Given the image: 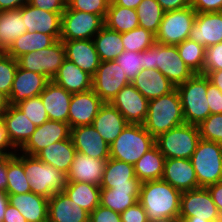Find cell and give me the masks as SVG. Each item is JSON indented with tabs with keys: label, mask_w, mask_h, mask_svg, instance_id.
<instances>
[{
	"label": "cell",
	"mask_w": 222,
	"mask_h": 222,
	"mask_svg": "<svg viewBox=\"0 0 222 222\" xmlns=\"http://www.w3.org/2000/svg\"><path fill=\"white\" fill-rule=\"evenodd\" d=\"M26 32L27 27L19 9L0 11V48L4 52L16 38Z\"/></svg>",
	"instance_id": "obj_36"
},
{
	"label": "cell",
	"mask_w": 222,
	"mask_h": 222,
	"mask_svg": "<svg viewBox=\"0 0 222 222\" xmlns=\"http://www.w3.org/2000/svg\"><path fill=\"white\" fill-rule=\"evenodd\" d=\"M198 188L222 181V144L200 139L190 158Z\"/></svg>",
	"instance_id": "obj_7"
},
{
	"label": "cell",
	"mask_w": 222,
	"mask_h": 222,
	"mask_svg": "<svg viewBox=\"0 0 222 222\" xmlns=\"http://www.w3.org/2000/svg\"><path fill=\"white\" fill-rule=\"evenodd\" d=\"M61 41L65 47L66 59L93 76L101 63L93 39Z\"/></svg>",
	"instance_id": "obj_22"
},
{
	"label": "cell",
	"mask_w": 222,
	"mask_h": 222,
	"mask_svg": "<svg viewBox=\"0 0 222 222\" xmlns=\"http://www.w3.org/2000/svg\"><path fill=\"white\" fill-rule=\"evenodd\" d=\"M71 138L77 152L94 159H109V144L102 138L93 125L71 128Z\"/></svg>",
	"instance_id": "obj_18"
},
{
	"label": "cell",
	"mask_w": 222,
	"mask_h": 222,
	"mask_svg": "<svg viewBox=\"0 0 222 222\" xmlns=\"http://www.w3.org/2000/svg\"><path fill=\"white\" fill-rule=\"evenodd\" d=\"M104 22L108 29L121 34L139 26L136 9L115 5L111 0Z\"/></svg>",
	"instance_id": "obj_38"
},
{
	"label": "cell",
	"mask_w": 222,
	"mask_h": 222,
	"mask_svg": "<svg viewBox=\"0 0 222 222\" xmlns=\"http://www.w3.org/2000/svg\"><path fill=\"white\" fill-rule=\"evenodd\" d=\"M207 100L210 114H222V92L208 79Z\"/></svg>",
	"instance_id": "obj_51"
},
{
	"label": "cell",
	"mask_w": 222,
	"mask_h": 222,
	"mask_svg": "<svg viewBox=\"0 0 222 222\" xmlns=\"http://www.w3.org/2000/svg\"><path fill=\"white\" fill-rule=\"evenodd\" d=\"M109 3L110 0H67L66 8L101 15L105 19Z\"/></svg>",
	"instance_id": "obj_48"
},
{
	"label": "cell",
	"mask_w": 222,
	"mask_h": 222,
	"mask_svg": "<svg viewBox=\"0 0 222 222\" xmlns=\"http://www.w3.org/2000/svg\"><path fill=\"white\" fill-rule=\"evenodd\" d=\"M136 10L139 26L156 35L164 15L157 0H142Z\"/></svg>",
	"instance_id": "obj_41"
},
{
	"label": "cell",
	"mask_w": 222,
	"mask_h": 222,
	"mask_svg": "<svg viewBox=\"0 0 222 222\" xmlns=\"http://www.w3.org/2000/svg\"><path fill=\"white\" fill-rule=\"evenodd\" d=\"M22 12L27 32H39L60 39L63 12H48L30 4L19 9Z\"/></svg>",
	"instance_id": "obj_17"
},
{
	"label": "cell",
	"mask_w": 222,
	"mask_h": 222,
	"mask_svg": "<svg viewBox=\"0 0 222 222\" xmlns=\"http://www.w3.org/2000/svg\"><path fill=\"white\" fill-rule=\"evenodd\" d=\"M197 12L188 6L183 9L164 12L155 42L164 45H178L188 39Z\"/></svg>",
	"instance_id": "obj_9"
},
{
	"label": "cell",
	"mask_w": 222,
	"mask_h": 222,
	"mask_svg": "<svg viewBox=\"0 0 222 222\" xmlns=\"http://www.w3.org/2000/svg\"><path fill=\"white\" fill-rule=\"evenodd\" d=\"M105 26L101 15L66 8L62 13L60 40H86Z\"/></svg>",
	"instance_id": "obj_10"
},
{
	"label": "cell",
	"mask_w": 222,
	"mask_h": 222,
	"mask_svg": "<svg viewBox=\"0 0 222 222\" xmlns=\"http://www.w3.org/2000/svg\"><path fill=\"white\" fill-rule=\"evenodd\" d=\"M7 157L0 162V191L7 188Z\"/></svg>",
	"instance_id": "obj_61"
},
{
	"label": "cell",
	"mask_w": 222,
	"mask_h": 222,
	"mask_svg": "<svg viewBox=\"0 0 222 222\" xmlns=\"http://www.w3.org/2000/svg\"><path fill=\"white\" fill-rule=\"evenodd\" d=\"M181 59L194 74H203L206 48L195 41L186 39L176 45Z\"/></svg>",
	"instance_id": "obj_42"
},
{
	"label": "cell",
	"mask_w": 222,
	"mask_h": 222,
	"mask_svg": "<svg viewBox=\"0 0 222 222\" xmlns=\"http://www.w3.org/2000/svg\"><path fill=\"white\" fill-rule=\"evenodd\" d=\"M206 75L214 86H216L222 92V70L205 72Z\"/></svg>",
	"instance_id": "obj_60"
},
{
	"label": "cell",
	"mask_w": 222,
	"mask_h": 222,
	"mask_svg": "<svg viewBox=\"0 0 222 222\" xmlns=\"http://www.w3.org/2000/svg\"><path fill=\"white\" fill-rule=\"evenodd\" d=\"M120 218L122 222H148L147 214L139 202L123 211Z\"/></svg>",
	"instance_id": "obj_52"
},
{
	"label": "cell",
	"mask_w": 222,
	"mask_h": 222,
	"mask_svg": "<svg viewBox=\"0 0 222 222\" xmlns=\"http://www.w3.org/2000/svg\"><path fill=\"white\" fill-rule=\"evenodd\" d=\"M108 159H94L76 151L67 173V182H84L100 186Z\"/></svg>",
	"instance_id": "obj_23"
},
{
	"label": "cell",
	"mask_w": 222,
	"mask_h": 222,
	"mask_svg": "<svg viewBox=\"0 0 222 222\" xmlns=\"http://www.w3.org/2000/svg\"><path fill=\"white\" fill-rule=\"evenodd\" d=\"M104 102L91 89L72 94L69 107L68 124L71 128L92 125Z\"/></svg>",
	"instance_id": "obj_16"
},
{
	"label": "cell",
	"mask_w": 222,
	"mask_h": 222,
	"mask_svg": "<svg viewBox=\"0 0 222 222\" xmlns=\"http://www.w3.org/2000/svg\"><path fill=\"white\" fill-rule=\"evenodd\" d=\"M28 4V0H0V11L17 10Z\"/></svg>",
	"instance_id": "obj_59"
},
{
	"label": "cell",
	"mask_w": 222,
	"mask_h": 222,
	"mask_svg": "<svg viewBox=\"0 0 222 222\" xmlns=\"http://www.w3.org/2000/svg\"><path fill=\"white\" fill-rule=\"evenodd\" d=\"M131 84L148 100L169 94L173 84L157 69H142Z\"/></svg>",
	"instance_id": "obj_29"
},
{
	"label": "cell",
	"mask_w": 222,
	"mask_h": 222,
	"mask_svg": "<svg viewBox=\"0 0 222 222\" xmlns=\"http://www.w3.org/2000/svg\"><path fill=\"white\" fill-rule=\"evenodd\" d=\"M66 59L63 41L57 40L53 45L38 51H32L17 59L22 69L40 73L52 80Z\"/></svg>",
	"instance_id": "obj_11"
},
{
	"label": "cell",
	"mask_w": 222,
	"mask_h": 222,
	"mask_svg": "<svg viewBox=\"0 0 222 222\" xmlns=\"http://www.w3.org/2000/svg\"><path fill=\"white\" fill-rule=\"evenodd\" d=\"M190 6L198 13L222 12V0H191Z\"/></svg>",
	"instance_id": "obj_54"
},
{
	"label": "cell",
	"mask_w": 222,
	"mask_h": 222,
	"mask_svg": "<svg viewBox=\"0 0 222 222\" xmlns=\"http://www.w3.org/2000/svg\"><path fill=\"white\" fill-rule=\"evenodd\" d=\"M214 201L219 213L222 216V181L206 187Z\"/></svg>",
	"instance_id": "obj_57"
},
{
	"label": "cell",
	"mask_w": 222,
	"mask_h": 222,
	"mask_svg": "<svg viewBox=\"0 0 222 222\" xmlns=\"http://www.w3.org/2000/svg\"><path fill=\"white\" fill-rule=\"evenodd\" d=\"M7 156L0 150V162L4 160Z\"/></svg>",
	"instance_id": "obj_67"
},
{
	"label": "cell",
	"mask_w": 222,
	"mask_h": 222,
	"mask_svg": "<svg viewBox=\"0 0 222 222\" xmlns=\"http://www.w3.org/2000/svg\"><path fill=\"white\" fill-rule=\"evenodd\" d=\"M165 160V156L155 144L134 164L136 177L142 183L162 179Z\"/></svg>",
	"instance_id": "obj_34"
},
{
	"label": "cell",
	"mask_w": 222,
	"mask_h": 222,
	"mask_svg": "<svg viewBox=\"0 0 222 222\" xmlns=\"http://www.w3.org/2000/svg\"><path fill=\"white\" fill-rule=\"evenodd\" d=\"M89 222H122L120 213L98 205L91 213Z\"/></svg>",
	"instance_id": "obj_50"
},
{
	"label": "cell",
	"mask_w": 222,
	"mask_h": 222,
	"mask_svg": "<svg viewBox=\"0 0 222 222\" xmlns=\"http://www.w3.org/2000/svg\"><path fill=\"white\" fill-rule=\"evenodd\" d=\"M76 149L72 138L52 143L40 150L35 157L43 163L50 164L57 170L68 173L74 160Z\"/></svg>",
	"instance_id": "obj_32"
},
{
	"label": "cell",
	"mask_w": 222,
	"mask_h": 222,
	"mask_svg": "<svg viewBox=\"0 0 222 222\" xmlns=\"http://www.w3.org/2000/svg\"><path fill=\"white\" fill-rule=\"evenodd\" d=\"M176 89L180 95L185 123L199 126L210 115L207 100L208 77L194 74Z\"/></svg>",
	"instance_id": "obj_4"
},
{
	"label": "cell",
	"mask_w": 222,
	"mask_h": 222,
	"mask_svg": "<svg viewBox=\"0 0 222 222\" xmlns=\"http://www.w3.org/2000/svg\"><path fill=\"white\" fill-rule=\"evenodd\" d=\"M141 187L101 188L100 205L117 213L135 205L139 200Z\"/></svg>",
	"instance_id": "obj_33"
},
{
	"label": "cell",
	"mask_w": 222,
	"mask_h": 222,
	"mask_svg": "<svg viewBox=\"0 0 222 222\" xmlns=\"http://www.w3.org/2000/svg\"><path fill=\"white\" fill-rule=\"evenodd\" d=\"M92 79L89 73L65 59L52 81L71 94H76L91 90Z\"/></svg>",
	"instance_id": "obj_31"
},
{
	"label": "cell",
	"mask_w": 222,
	"mask_h": 222,
	"mask_svg": "<svg viewBox=\"0 0 222 222\" xmlns=\"http://www.w3.org/2000/svg\"><path fill=\"white\" fill-rule=\"evenodd\" d=\"M164 12L179 10L191 5V0H157Z\"/></svg>",
	"instance_id": "obj_56"
},
{
	"label": "cell",
	"mask_w": 222,
	"mask_h": 222,
	"mask_svg": "<svg viewBox=\"0 0 222 222\" xmlns=\"http://www.w3.org/2000/svg\"><path fill=\"white\" fill-rule=\"evenodd\" d=\"M148 100L130 83L110 102L129 124L143 125L148 114Z\"/></svg>",
	"instance_id": "obj_15"
},
{
	"label": "cell",
	"mask_w": 222,
	"mask_h": 222,
	"mask_svg": "<svg viewBox=\"0 0 222 222\" xmlns=\"http://www.w3.org/2000/svg\"><path fill=\"white\" fill-rule=\"evenodd\" d=\"M222 70V42L207 47L204 56L203 74Z\"/></svg>",
	"instance_id": "obj_49"
},
{
	"label": "cell",
	"mask_w": 222,
	"mask_h": 222,
	"mask_svg": "<svg viewBox=\"0 0 222 222\" xmlns=\"http://www.w3.org/2000/svg\"><path fill=\"white\" fill-rule=\"evenodd\" d=\"M18 62L5 52L0 53V92L9 97Z\"/></svg>",
	"instance_id": "obj_45"
},
{
	"label": "cell",
	"mask_w": 222,
	"mask_h": 222,
	"mask_svg": "<svg viewBox=\"0 0 222 222\" xmlns=\"http://www.w3.org/2000/svg\"><path fill=\"white\" fill-rule=\"evenodd\" d=\"M9 106L8 97L0 92V113H4Z\"/></svg>",
	"instance_id": "obj_64"
},
{
	"label": "cell",
	"mask_w": 222,
	"mask_h": 222,
	"mask_svg": "<svg viewBox=\"0 0 222 222\" xmlns=\"http://www.w3.org/2000/svg\"><path fill=\"white\" fill-rule=\"evenodd\" d=\"M115 5H120L127 8L137 9L142 0H111Z\"/></svg>",
	"instance_id": "obj_63"
},
{
	"label": "cell",
	"mask_w": 222,
	"mask_h": 222,
	"mask_svg": "<svg viewBox=\"0 0 222 222\" xmlns=\"http://www.w3.org/2000/svg\"><path fill=\"white\" fill-rule=\"evenodd\" d=\"M162 180L181 193L198 188L197 176L190 159H166Z\"/></svg>",
	"instance_id": "obj_21"
},
{
	"label": "cell",
	"mask_w": 222,
	"mask_h": 222,
	"mask_svg": "<svg viewBox=\"0 0 222 222\" xmlns=\"http://www.w3.org/2000/svg\"><path fill=\"white\" fill-rule=\"evenodd\" d=\"M24 171L31 192L48 199L55 193L63 192L67 185V174L35 156L24 154Z\"/></svg>",
	"instance_id": "obj_6"
},
{
	"label": "cell",
	"mask_w": 222,
	"mask_h": 222,
	"mask_svg": "<svg viewBox=\"0 0 222 222\" xmlns=\"http://www.w3.org/2000/svg\"><path fill=\"white\" fill-rule=\"evenodd\" d=\"M128 124L124 116L111 103H104L92 122L95 130L109 145Z\"/></svg>",
	"instance_id": "obj_30"
},
{
	"label": "cell",
	"mask_w": 222,
	"mask_h": 222,
	"mask_svg": "<svg viewBox=\"0 0 222 222\" xmlns=\"http://www.w3.org/2000/svg\"><path fill=\"white\" fill-rule=\"evenodd\" d=\"M28 4L48 12H64L67 0H28Z\"/></svg>",
	"instance_id": "obj_53"
},
{
	"label": "cell",
	"mask_w": 222,
	"mask_h": 222,
	"mask_svg": "<svg viewBox=\"0 0 222 222\" xmlns=\"http://www.w3.org/2000/svg\"><path fill=\"white\" fill-rule=\"evenodd\" d=\"M93 41L101 62L113 61L125 51L122 34L106 26L93 37Z\"/></svg>",
	"instance_id": "obj_39"
},
{
	"label": "cell",
	"mask_w": 222,
	"mask_h": 222,
	"mask_svg": "<svg viewBox=\"0 0 222 222\" xmlns=\"http://www.w3.org/2000/svg\"><path fill=\"white\" fill-rule=\"evenodd\" d=\"M0 150L6 156L15 155L18 151L9 139L8 132L4 124L3 113H0Z\"/></svg>",
	"instance_id": "obj_55"
},
{
	"label": "cell",
	"mask_w": 222,
	"mask_h": 222,
	"mask_svg": "<svg viewBox=\"0 0 222 222\" xmlns=\"http://www.w3.org/2000/svg\"><path fill=\"white\" fill-rule=\"evenodd\" d=\"M56 41L57 40L52 35L35 31L26 32L16 38L5 53L17 60L27 53L47 48Z\"/></svg>",
	"instance_id": "obj_35"
},
{
	"label": "cell",
	"mask_w": 222,
	"mask_h": 222,
	"mask_svg": "<svg viewBox=\"0 0 222 222\" xmlns=\"http://www.w3.org/2000/svg\"><path fill=\"white\" fill-rule=\"evenodd\" d=\"M182 124L185 121L176 88L169 94L148 102V114L143 126L154 138Z\"/></svg>",
	"instance_id": "obj_3"
},
{
	"label": "cell",
	"mask_w": 222,
	"mask_h": 222,
	"mask_svg": "<svg viewBox=\"0 0 222 222\" xmlns=\"http://www.w3.org/2000/svg\"><path fill=\"white\" fill-rule=\"evenodd\" d=\"M198 128L201 139L222 144V114H210Z\"/></svg>",
	"instance_id": "obj_47"
},
{
	"label": "cell",
	"mask_w": 222,
	"mask_h": 222,
	"mask_svg": "<svg viewBox=\"0 0 222 222\" xmlns=\"http://www.w3.org/2000/svg\"><path fill=\"white\" fill-rule=\"evenodd\" d=\"M90 214L70 200L63 192L53 194L48 200L49 222H89Z\"/></svg>",
	"instance_id": "obj_24"
},
{
	"label": "cell",
	"mask_w": 222,
	"mask_h": 222,
	"mask_svg": "<svg viewBox=\"0 0 222 222\" xmlns=\"http://www.w3.org/2000/svg\"><path fill=\"white\" fill-rule=\"evenodd\" d=\"M64 192L89 214L100 205L101 188L84 182H67Z\"/></svg>",
	"instance_id": "obj_37"
},
{
	"label": "cell",
	"mask_w": 222,
	"mask_h": 222,
	"mask_svg": "<svg viewBox=\"0 0 222 222\" xmlns=\"http://www.w3.org/2000/svg\"><path fill=\"white\" fill-rule=\"evenodd\" d=\"M180 222H209L206 220H195V217L179 218Z\"/></svg>",
	"instance_id": "obj_66"
},
{
	"label": "cell",
	"mask_w": 222,
	"mask_h": 222,
	"mask_svg": "<svg viewBox=\"0 0 222 222\" xmlns=\"http://www.w3.org/2000/svg\"><path fill=\"white\" fill-rule=\"evenodd\" d=\"M141 184L133 164L112 158L106 161L100 188L141 187Z\"/></svg>",
	"instance_id": "obj_26"
},
{
	"label": "cell",
	"mask_w": 222,
	"mask_h": 222,
	"mask_svg": "<svg viewBox=\"0 0 222 222\" xmlns=\"http://www.w3.org/2000/svg\"><path fill=\"white\" fill-rule=\"evenodd\" d=\"M5 128L13 146L19 151L36 129L24 114L15 106L9 105L3 113Z\"/></svg>",
	"instance_id": "obj_28"
},
{
	"label": "cell",
	"mask_w": 222,
	"mask_h": 222,
	"mask_svg": "<svg viewBox=\"0 0 222 222\" xmlns=\"http://www.w3.org/2000/svg\"><path fill=\"white\" fill-rule=\"evenodd\" d=\"M49 81L46 76L40 73L31 72L18 66L8 97L9 105H16L28 98L39 96Z\"/></svg>",
	"instance_id": "obj_20"
},
{
	"label": "cell",
	"mask_w": 222,
	"mask_h": 222,
	"mask_svg": "<svg viewBox=\"0 0 222 222\" xmlns=\"http://www.w3.org/2000/svg\"><path fill=\"white\" fill-rule=\"evenodd\" d=\"M7 194L31 192L28 178L24 171V154L17 151L15 155L7 156Z\"/></svg>",
	"instance_id": "obj_40"
},
{
	"label": "cell",
	"mask_w": 222,
	"mask_h": 222,
	"mask_svg": "<svg viewBox=\"0 0 222 222\" xmlns=\"http://www.w3.org/2000/svg\"><path fill=\"white\" fill-rule=\"evenodd\" d=\"M143 69L159 70L175 88L194 75L181 59L177 46L157 42L143 51Z\"/></svg>",
	"instance_id": "obj_2"
},
{
	"label": "cell",
	"mask_w": 222,
	"mask_h": 222,
	"mask_svg": "<svg viewBox=\"0 0 222 222\" xmlns=\"http://www.w3.org/2000/svg\"><path fill=\"white\" fill-rule=\"evenodd\" d=\"M15 106L36 126L49 120L40 95L23 100Z\"/></svg>",
	"instance_id": "obj_44"
},
{
	"label": "cell",
	"mask_w": 222,
	"mask_h": 222,
	"mask_svg": "<svg viewBox=\"0 0 222 222\" xmlns=\"http://www.w3.org/2000/svg\"><path fill=\"white\" fill-rule=\"evenodd\" d=\"M2 222H28V221L21 215V213L17 208L8 204Z\"/></svg>",
	"instance_id": "obj_58"
},
{
	"label": "cell",
	"mask_w": 222,
	"mask_h": 222,
	"mask_svg": "<svg viewBox=\"0 0 222 222\" xmlns=\"http://www.w3.org/2000/svg\"><path fill=\"white\" fill-rule=\"evenodd\" d=\"M155 145V138L141 124H128L109 145L110 158L135 164Z\"/></svg>",
	"instance_id": "obj_5"
},
{
	"label": "cell",
	"mask_w": 222,
	"mask_h": 222,
	"mask_svg": "<svg viewBox=\"0 0 222 222\" xmlns=\"http://www.w3.org/2000/svg\"><path fill=\"white\" fill-rule=\"evenodd\" d=\"M8 204V194L6 193V191H0V222L3 221L4 213Z\"/></svg>",
	"instance_id": "obj_62"
},
{
	"label": "cell",
	"mask_w": 222,
	"mask_h": 222,
	"mask_svg": "<svg viewBox=\"0 0 222 222\" xmlns=\"http://www.w3.org/2000/svg\"><path fill=\"white\" fill-rule=\"evenodd\" d=\"M188 39L205 48L222 42V12H197Z\"/></svg>",
	"instance_id": "obj_19"
},
{
	"label": "cell",
	"mask_w": 222,
	"mask_h": 222,
	"mask_svg": "<svg viewBox=\"0 0 222 222\" xmlns=\"http://www.w3.org/2000/svg\"><path fill=\"white\" fill-rule=\"evenodd\" d=\"M155 42V35L143 27L122 33V43L125 51L143 52Z\"/></svg>",
	"instance_id": "obj_43"
},
{
	"label": "cell",
	"mask_w": 222,
	"mask_h": 222,
	"mask_svg": "<svg viewBox=\"0 0 222 222\" xmlns=\"http://www.w3.org/2000/svg\"><path fill=\"white\" fill-rule=\"evenodd\" d=\"M130 82L143 69V52L124 51L115 60Z\"/></svg>",
	"instance_id": "obj_46"
},
{
	"label": "cell",
	"mask_w": 222,
	"mask_h": 222,
	"mask_svg": "<svg viewBox=\"0 0 222 222\" xmlns=\"http://www.w3.org/2000/svg\"><path fill=\"white\" fill-rule=\"evenodd\" d=\"M49 120L68 123L69 107L72 94L50 80L40 94Z\"/></svg>",
	"instance_id": "obj_25"
},
{
	"label": "cell",
	"mask_w": 222,
	"mask_h": 222,
	"mask_svg": "<svg viewBox=\"0 0 222 222\" xmlns=\"http://www.w3.org/2000/svg\"><path fill=\"white\" fill-rule=\"evenodd\" d=\"M92 78V90L104 103H110L124 86L131 83L114 60L101 62Z\"/></svg>",
	"instance_id": "obj_13"
},
{
	"label": "cell",
	"mask_w": 222,
	"mask_h": 222,
	"mask_svg": "<svg viewBox=\"0 0 222 222\" xmlns=\"http://www.w3.org/2000/svg\"><path fill=\"white\" fill-rule=\"evenodd\" d=\"M71 138V127L68 123L48 120L37 126L26 144L19 152L35 156L48 145Z\"/></svg>",
	"instance_id": "obj_14"
},
{
	"label": "cell",
	"mask_w": 222,
	"mask_h": 222,
	"mask_svg": "<svg viewBox=\"0 0 222 222\" xmlns=\"http://www.w3.org/2000/svg\"><path fill=\"white\" fill-rule=\"evenodd\" d=\"M195 217V220L222 222L212 197L205 187L181 193L179 218Z\"/></svg>",
	"instance_id": "obj_12"
},
{
	"label": "cell",
	"mask_w": 222,
	"mask_h": 222,
	"mask_svg": "<svg viewBox=\"0 0 222 222\" xmlns=\"http://www.w3.org/2000/svg\"><path fill=\"white\" fill-rule=\"evenodd\" d=\"M196 125L182 124L155 138V144L166 159H190L200 140Z\"/></svg>",
	"instance_id": "obj_8"
},
{
	"label": "cell",
	"mask_w": 222,
	"mask_h": 222,
	"mask_svg": "<svg viewBox=\"0 0 222 222\" xmlns=\"http://www.w3.org/2000/svg\"><path fill=\"white\" fill-rule=\"evenodd\" d=\"M180 197L179 190L160 179L141 184L138 202L144 208L148 220L179 218Z\"/></svg>",
	"instance_id": "obj_1"
},
{
	"label": "cell",
	"mask_w": 222,
	"mask_h": 222,
	"mask_svg": "<svg viewBox=\"0 0 222 222\" xmlns=\"http://www.w3.org/2000/svg\"><path fill=\"white\" fill-rule=\"evenodd\" d=\"M148 222H180L179 218L165 217L161 219L148 220Z\"/></svg>",
	"instance_id": "obj_65"
},
{
	"label": "cell",
	"mask_w": 222,
	"mask_h": 222,
	"mask_svg": "<svg viewBox=\"0 0 222 222\" xmlns=\"http://www.w3.org/2000/svg\"><path fill=\"white\" fill-rule=\"evenodd\" d=\"M48 198L33 192L8 194V202L17 208L28 222L48 220Z\"/></svg>",
	"instance_id": "obj_27"
}]
</instances>
